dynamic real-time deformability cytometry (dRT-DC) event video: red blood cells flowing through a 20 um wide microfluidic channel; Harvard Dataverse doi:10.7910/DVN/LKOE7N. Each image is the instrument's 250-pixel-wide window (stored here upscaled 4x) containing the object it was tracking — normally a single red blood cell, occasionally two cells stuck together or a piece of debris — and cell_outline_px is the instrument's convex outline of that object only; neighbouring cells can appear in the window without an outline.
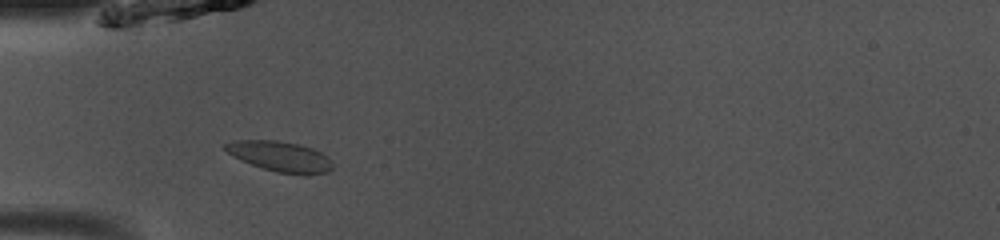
{"species": "common noctule bat (a hibernating species)", "species_latin": "Nyctalus noctula", "temperature_condition": "room temperature", "stored_images_in_passage": 47, "camera_frame_rate_fps": 3000, "um_per_image_px": 0.085, "animal": {"sex": "male", "body_mass_g": 13.0, "forearm_length_mm": 53.1}, "frame": {"image": 1, "passage_image": 13, "time_ms": 4.0, "image_size_px": [1000, 240], "cell_outline_px": [[332, 168], [328, 172], [276, 172], [240, 160], [232, 156], [224, 148], [224, 144], [236, 140], [276, 140], [300, 144], [312, 148], [328, 156], [332, 164]], "centroid_in_image_um": [23.76, 13.25], "position_along_channel_um": 61.2, "area_um2": 18.38}}
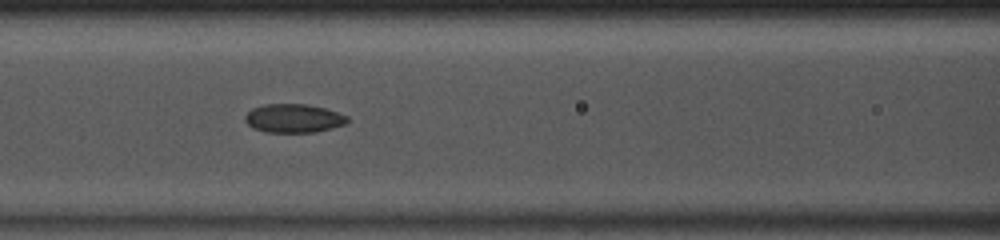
{"frame": {"image": 2, "passage_image": 19, "time_ms": 6.0, "image_size_px": [1000, 240], "cell_outline_px": [[348, 120], [344, 124], [332, 128], [316, 132], [264, 132], [252, 128], [244, 120], [244, 116], [252, 108], [264, 104], [308, 104], [324, 108], [348, 116]], "centroid_in_image_um": [24.92, 10.06], "position_along_channel_um": 141.7, "area_um2": 17.11}}
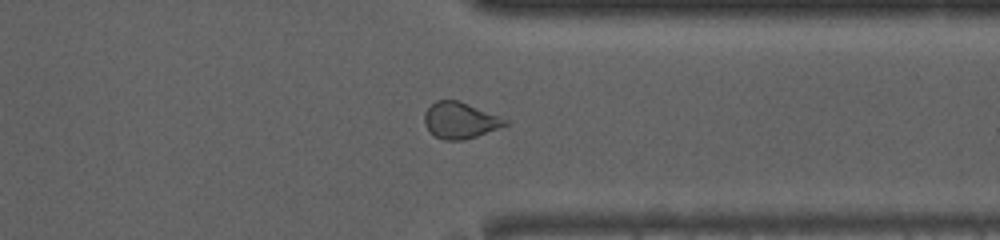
{"frame": {"image": 3, "passage_image": 36, "time_ms": 11.667, "image_size_px": [1000, 240], "cell_outline_px": [[508, 124], [476, 136], [464, 140], [444, 140], [436, 136], [424, 124], [424, 112], [436, 100], [456, 100], [508, 120]], "centroid_in_image_um": [39.06, 10.24], "position_along_channel_um": 372.3, "area_um2": 16.53}, "authors_computed_cell_mechanics": {"area_um2": 17.8602, "velocity_mm_per_s": 4.0715, "shape_relaxation_time_tau1_ms": null, "shape_relaxation_time_tau2_ms": 1.6908, "deformation_change_tau1": null, "deformation_change_tau2": 0.0647}}